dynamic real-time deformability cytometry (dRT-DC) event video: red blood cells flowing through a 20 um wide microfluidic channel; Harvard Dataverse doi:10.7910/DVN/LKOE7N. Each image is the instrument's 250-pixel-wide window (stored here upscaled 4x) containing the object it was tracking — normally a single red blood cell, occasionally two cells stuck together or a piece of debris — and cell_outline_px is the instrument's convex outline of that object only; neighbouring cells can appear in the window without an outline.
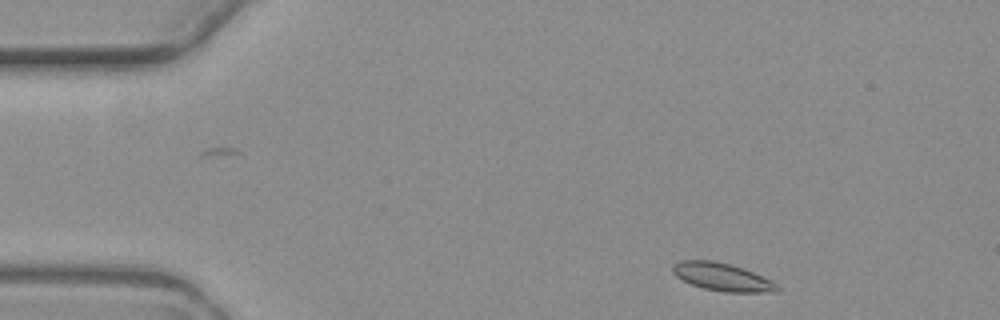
{"species": "common noctule bat (a hibernating species)", "species_latin": "Nyctalus noctula", "temperature_condition": "warm", "stored_images_in_passage": 4, "camera_frame_rate_fps": 3000, "um_per_image_px": 0.085, "animal": {"sex": "female", "body_mass_g": 19.3, "forearm_length_mm": 54.1}, "frame": {"image": 1, "passage_image": 1, "time_ms": 0.0, "image_size_px": [1000, 320], "cell_outline_px": [[780, 292], [724, 292], [704, 288], [692, 284], [676, 276], [672, 272], [672, 264], [680, 260], [712, 260], [732, 264], [744, 268], [772, 280], [780, 288]], "centroid_in_image_um": [61.41, 23.53], "position_along_channel_um": 23.6, "area_um2": 17.11}}